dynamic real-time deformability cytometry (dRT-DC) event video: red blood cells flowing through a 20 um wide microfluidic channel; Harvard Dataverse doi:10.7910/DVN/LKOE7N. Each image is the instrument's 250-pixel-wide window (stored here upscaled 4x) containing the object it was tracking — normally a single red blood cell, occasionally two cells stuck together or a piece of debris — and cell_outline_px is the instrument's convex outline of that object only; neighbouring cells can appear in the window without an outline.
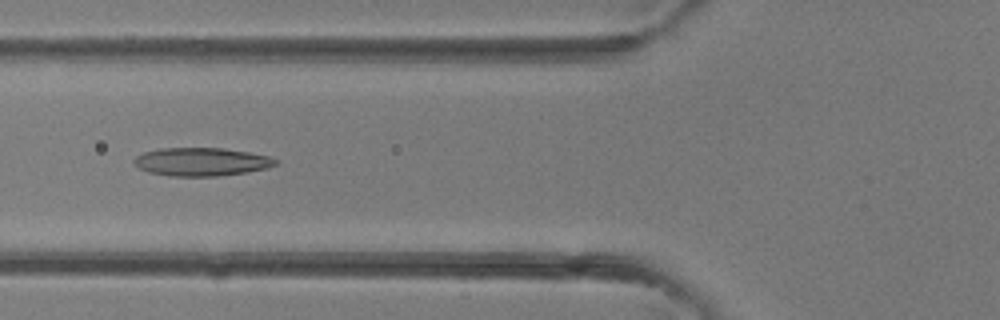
{"species": "common noctule bat (a hibernating species)", "species_latin": "Nyctalus noctula", "temperature_condition": "room temperature", "stored_images_in_passage": 39, "camera_frame_rate_fps": 3000, "um_per_image_px": 0.085, "animal": {"sex": "female"}, "frame": {"image": 1, "passage_image": 15, "time_ms": 4.667, "image_size_px": [1000, 320], "cell_outline_px": [[280, 160], [276, 164], [268, 168], [248, 172], [216, 176], [168, 176], [148, 172], [132, 164], [132, 160], [136, 156], [144, 152], [160, 148], [224, 148], [248, 152], [268, 156]], "centroid_in_image_um": [17.11, 13.75], "position_along_channel_um": 108.7, "area_um2": 23.47}}
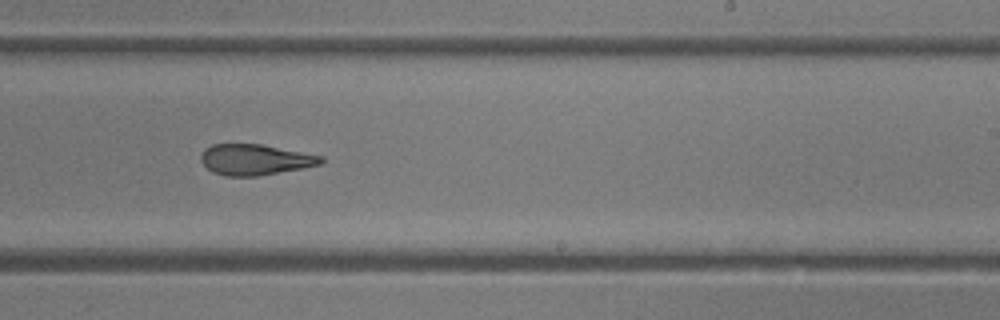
{"frame": {"image": 2, "passage_image": 24, "time_ms": 7.667, "image_size_px": [1000, 320], "cell_outline_px": [[324, 164], [304, 168], [256, 176], [224, 176], [212, 172], [200, 160], [200, 156], [204, 148], [212, 144], [260, 144], [324, 156]], "centroid_in_image_um": [21.69, 13.57], "position_along_channel_um": 267.3, "area_um2": 21.68}}
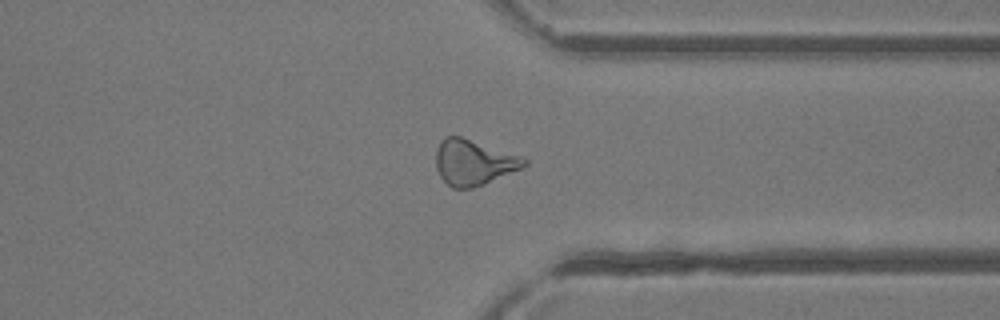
{"frame": {"image": 3, "passage_image": 30, "time_ms": 9.667, "image_size_px": [1000, 320], "cell_outline_px": [[528, 164], [520, 168], [484, 184], [472, 188], [452, 188], [440, 176], [436, 168], [436, 152], [440, 140], [444, 136], [460, 136], [520, 156], [528, 160]], "centroid_in_image_um": [40.22, 13.8], "position_along_channel_um": 371.2, "area_um2": 23.06}}